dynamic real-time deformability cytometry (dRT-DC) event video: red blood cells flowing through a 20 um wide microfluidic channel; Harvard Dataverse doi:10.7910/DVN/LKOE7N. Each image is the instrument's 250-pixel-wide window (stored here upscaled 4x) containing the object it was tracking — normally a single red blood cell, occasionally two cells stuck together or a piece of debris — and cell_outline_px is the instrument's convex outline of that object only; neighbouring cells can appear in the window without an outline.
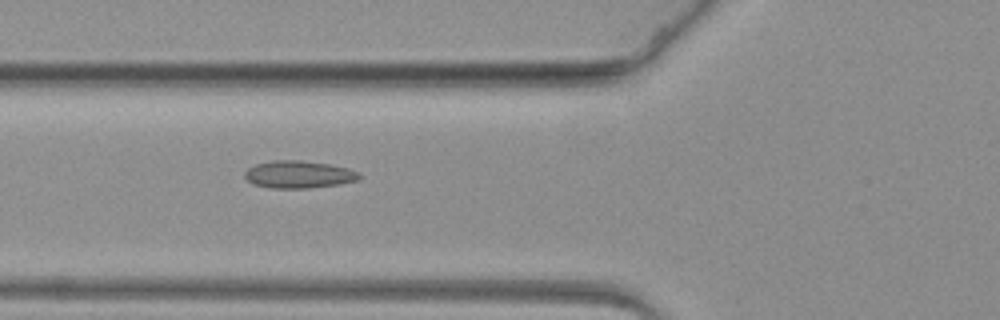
{"species": "common noctule bat (a hibernating species)", "species_latin": "Nyctalus noctula", "temperature_condition": "warm", "stored_images_in_passage": 42, "camera_frame_rate_fps": 3000, "um_per_image_px": 0.085, "animal": {"sex": "female", "body_mass_g": 19.3, "forearm_length_mm": 54.1}, "frame": {"image": 1, "passage_image": 3, "time_ms": 0.667, "image_size_px": [1000, 320], "cell_outline_px": [[360, 180], [336, 184], [308, 188], [272, 188], [252, 184], [244, 176], [244, 172], [248, 168], [256, 164], [272, 160], [300, 160], [328, 164], [348, 168], [356, 172], [360, 176]], "centroid_in_image_um": [25.35, 14.82], "position_along_channel_um": 100.5, "area_um2": 18.15}}
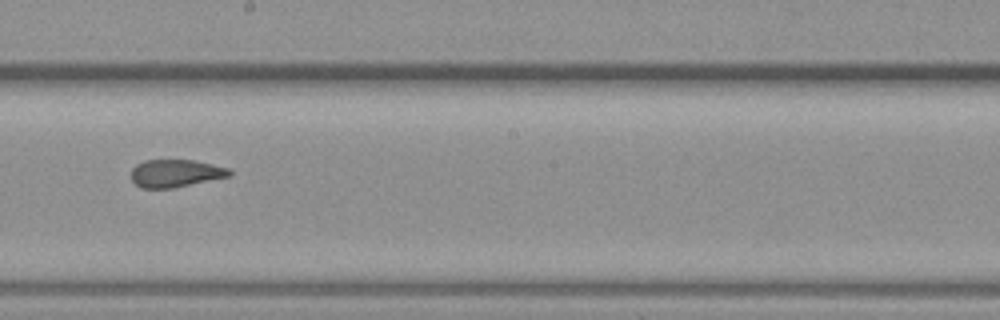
{"frame": {"image": 2, "passage_image": 15, "time_ms": 4.667, "image_size_px": [1000, 320], "cell_outline_px": [[232, 172], [228, 176], [176, 188], [140, 188], [132, 180], [132, 168], [136, 164], [144, 160], [192, 160], [212, 164], [228, 168]], "centroid_in_image_um": [14.89, 14.73], "position_along_channel_um": 233.3, "area_um2": 15.78}}
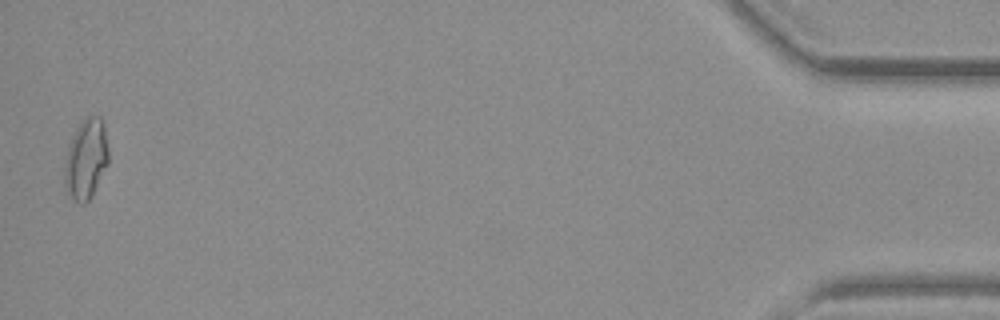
{"frame": {"image": 3, "passage_image": 41, "time_ms": 13.333, "image_size_px": [1000, 320], "cell_outline_px": [[108, 164], [92, 196], [84, 204], [80, 204], [68, 192], [64, 184], [64, 164], [72, 136], [80, 120], [88, 116], [100, 116], [104, 124], [108, 148]], "centroid_in_image_um": [7.32, 13.5], "position_along_channel_um": 427.9, "area_um2": 20.52}}